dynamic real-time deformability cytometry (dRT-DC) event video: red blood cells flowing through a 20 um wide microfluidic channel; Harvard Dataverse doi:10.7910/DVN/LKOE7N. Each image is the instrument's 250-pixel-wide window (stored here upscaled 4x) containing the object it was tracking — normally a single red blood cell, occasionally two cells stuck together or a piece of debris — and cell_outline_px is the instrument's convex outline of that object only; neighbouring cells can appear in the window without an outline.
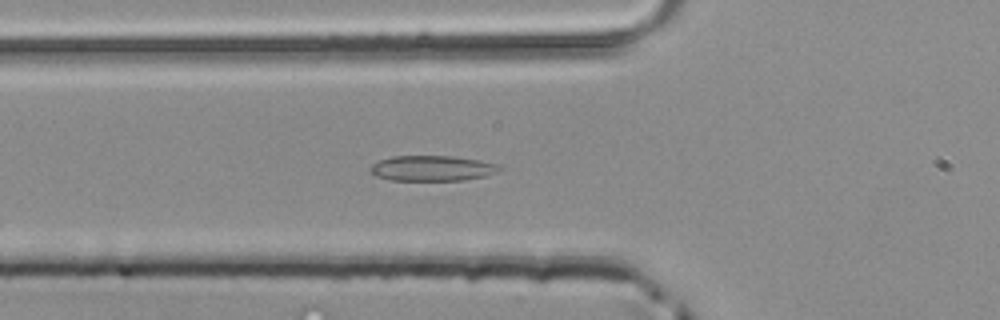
{"species": "common noctule bat (a hibernating species)", "species_latin": "Nyctalus noctula", "temperature_condition": "room temperature", "stored_images_in_passage": 44, "camera_frame_rate_fps": 3000, "um_per_image_px": 0.085, "animal": {"sex": "male", "body_mass_g": 20.4}, "frame": {"image": 1, "passage_image": 11, "time_ms": 3.333, "image_size_px": [1000, 320], "cell_outline_px": [[504, 168], [496, 172], [484, 176], [464, 180], [388, 180], [376, 176], [368, 168], [372, 164], [380, 160], [392, 156], [452, 156], [480, 160], [500, 164]], "centroid_in_image_um": [36.75, 14.3], "position_along_channel_um": 89.0, "area_um2": 19.19}}
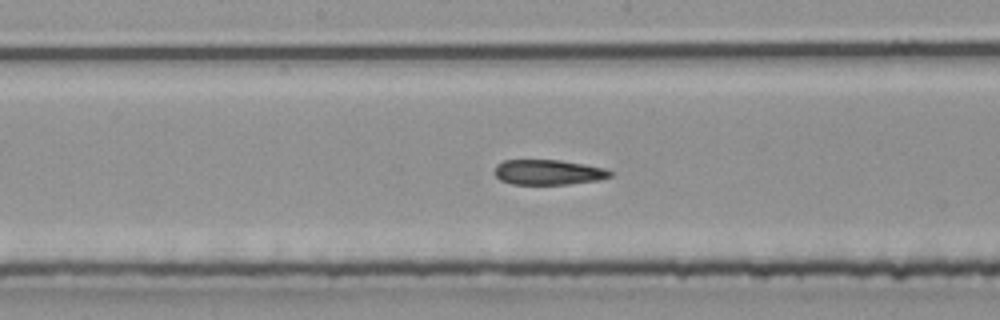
{"frame": {"image": 2, "passage_image": 19, "time_ms": 6.0, "image_size_px": [1000, 320], "cell_outline_px": [[612, 176], [600, 180], [568, 184], [512, 184], [500, 180], [496, 176], [496, 164], [504, 160], [560, 160], [584, 164], [604, 168], [612, 172]], "centroid_in_image_um": [46.62, 14.64], "position_along_channel_um": 201.6, "area_um2": 16.88}}
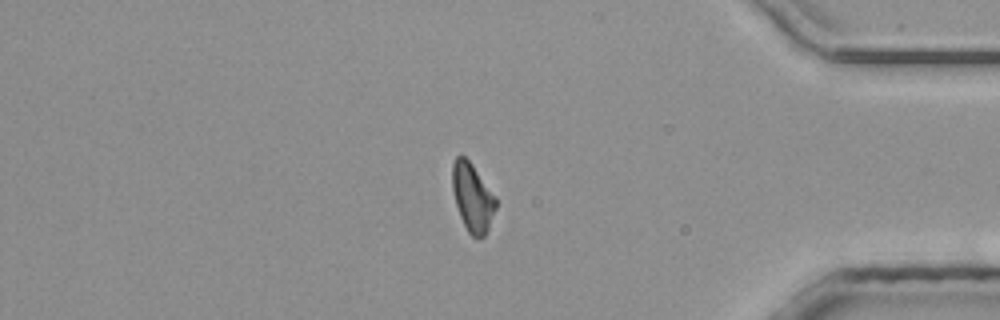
{"frame": {"image": 3, "passage_image": 35, "time_ms": 11.333, "image_size_px": [1000, 320], "cell_outline_px": [[496, 208], [488, 228], [484, 236], [476, 240], [468, 232], [460, 216], [456, 204], [452, 188], [452, 164], [456, 156], [464, 156], [472, 164], [496, 196]], "centroid_in_image_um": [40.16, 16.79], "position_along_channel_um": 395.0, "area_um2": 17.28}}